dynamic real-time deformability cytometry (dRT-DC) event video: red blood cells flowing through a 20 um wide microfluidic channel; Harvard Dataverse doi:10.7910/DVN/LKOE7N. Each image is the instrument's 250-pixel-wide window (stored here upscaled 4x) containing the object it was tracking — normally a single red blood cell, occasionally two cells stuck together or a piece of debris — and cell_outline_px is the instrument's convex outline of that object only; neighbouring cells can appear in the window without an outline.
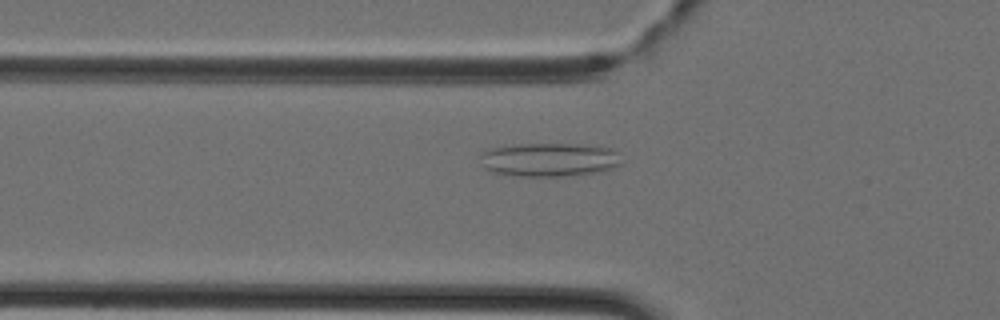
{"species": "Egyptian fruit bat (a non-hibernating species)", "species_latin": "Rousettus aegyptiacus", "temperature_condition": "cold", "stored_images_in_passage": 46, "camera_frame_rate_fps": 3000, "um_per_image_px": 0.085, "animal": {"sex": "female"}, "frame": {"image": 1, "passage_image": 16, "time_ms": 5.0, "image_size_px": [1000, 320], "cell_outline_px": [[624, 164], [616, 168], [604, 172], [568, 176], [512, 176], [492, 172], [484, 168], [480, 156], [484, 152], [492, 148], [516, 144], [580, 144], [612, 148], [616, 152]], "centroid_in_image_um": [46.76, 13.59], "position_along_channel_um": 79.0, "area_um2": 28.21}}
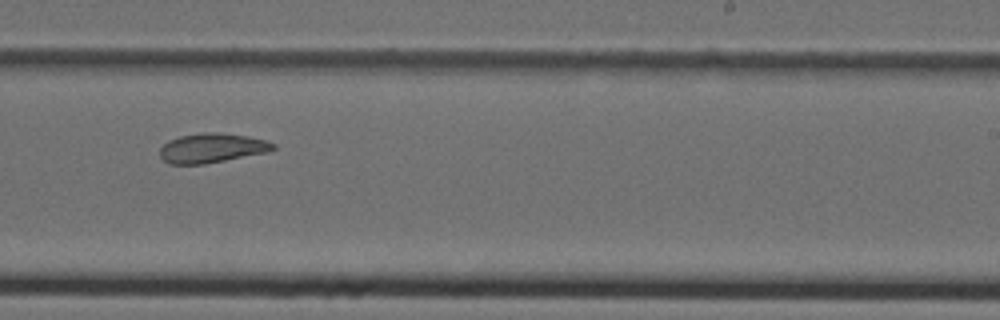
{"frame": {"image": 2, "passage_image": 29, "time_ms": 9.333, "image_size_px": [1000, 320], "cell_outline_px": [[276, 148], [268, 152], [204, 164], [168, 164], [160, 156], [160, 148], [168, 140], [180, 136], [204, 132], [216, 132], [248, 136], [264, 140], [276, 144]], "centroid_in_image_um": [18.0, 12.58], "position_along_channel_um": 271.0, "area_um2": 19.42}}
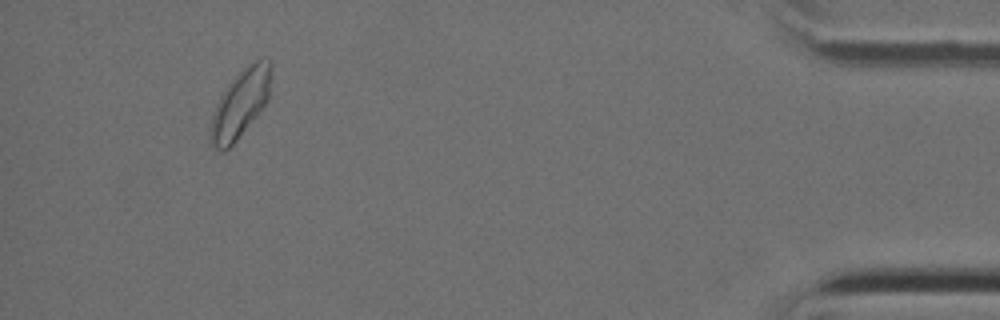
{"frame": {"image": 3, "passage_image": 43, "time_ms": 14.0, "image_size_px": [1000, 320], "cell_outline_px": [[272, 72], [268, 100], [236, 140], [224, 152], [220, 152], [212, 144], [208, 136], [208, 132], [212, 112], [220, 96], [228, 84], [248, 64], [256, 60], [268, 60], [272, 64]], "centroid_in_image_um": [20.4, 8.83], "position_along_channel_um": 414.8, "area_um2": 23.87}}